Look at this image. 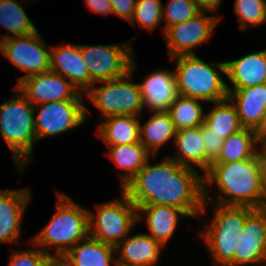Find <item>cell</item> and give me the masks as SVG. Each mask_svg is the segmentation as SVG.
Segmentation results:
<instances>
[{
	"label": "cell",
	"instance_id": "obj_1",
	"mask_svg": "<svg viewBox=\"0 0 266 266\" xmlns=\"http://www.w3.org/2000/svg\"><path fill=\"white\" fill-rule=\"evenodd\" d=\"M144 167L121 190L138 208L143 205H165L183 210L198 218L203 210V175L198 169L180 165L170 156Z\"/></svg>",
	"mask_w": 266,
	"mask_h": 266
},
{
	"label": "cell",
	"instance_id": "obj_2",
	"mask_svg": "<svg viewBox=\"0 0 266 266\" xmlns=\"http://www.w3.org/2000/svg\"><path fill=\"white\" fill-rule=\"evenodd\" d=\"M215 185L220 191L215 201L208 195V186ZM203 210L206 214L211 203L227 206H247L254 209L264 207L261 187V168L259 153L248 160L228 163H212L203 174ZM217 201V202H216Z\"/></svg>",
	"mask_w": 266,
	"mask_h": 266
},
{
	"label": "cell",
	"instance_id": "obj_3",
	"mask_svg": "<svg viewBox=\"0 0 266 266\" xmlns=\"http://www.w3.org/2000/svg\"><path fill=\"white\" fill-rule=\"evenodd\" d=\"M56 203V210L49 223L29 241L48 255H65L79 241L89 236L88 209L64 193H57ZM53 246V253H50L48 247Z\"/></svg>",
	"mask_w": 266,
	"mask_h": 266
},
{
	"label": "cell",
	"instance_id": "obj_4",
	"mask_svg": "<svg viewBox=\"0 0 266 266\" xmlns=\"http://www.w3.org/2000/svg\"><path fill=\"white\" fill-rule=\"evenodd\" d=\"M14 89L12 97L0 105V134L22 174L33 160V147L37 143L35 114L34 106L17 87Z\"/></svg>",
	"mask_w": 266,
	"mask_h": 266
},
{
	"label": "cell",
	"instance_id": "obj_5",
	"mask_svg": "<svg viewBox=\"0 0 266 266\" xmlns=\"http://www.w3.org/2000/svg\"><path fill=\"white\" fill-rule=\"evenodd\" d=\"M175 60V79L181 96L211 102L228 97L227 83L221 73L226 74L225 61L213 64L205 62L197 55H180Z\"/></svg>",
	"mask_w": 266,
	"mask_h": 266
},
{
	"label": "cell",
	"instance_id": "obj_6",
	"mask_svg": "<svg viewBox=\"0 0 266 266\" xmlns=\"http://www.w3.org/2000/svg\"><path fill=\"white\" fill-rule=\"evenodd\" d=\"M135 56L130 65V71L121 78L99 82L85 93L93 107L101 113L102 119L110 116H138L143 114L141 92L138 83L130 78L136 72Z\"/></svg>",
	"mask_w": 266,
	"mask_h": 266
},
{
	"label": "cell",
	"instance_id": "obj_7",
	"mask_svg": "<svg viewBox=\"0 0 266 266\" xmlns=\"http://www.w3.org/2000/svg\"><path fill=\"white\" fill-rule=\"evenodd\" d=\"M119 199L97 204L96 214L88 211L89 236L116 247L136 226L137 207L120 191Z\"/></svg>",
	"mask_w": 266,
	"mask_h": 266
},
{
	"label": "cell",
	"instance_id": "obj_8",
	"mask_svg": "<svg viewBox=\"0 0 266 266\" xmlns=\"http://www.w3.org/2000/svg\"><path fill=\"white\" fill-rule=\"evenodd\" d=\"M131 43L80 45L82 59L89 71V89L99 82L121 78L130 71L135 54Z\"/></svg>",
	"mask_w": 266,
	"mask_h": 266
},
{
	"label": "cell",
	"instance_id": "obj_9",
	"mask_svg": "<svg viewBox=\"0 0 266 266\" xmlns=\"http://www.w3.org/2000/svg\"><path fill=\"white\" fill-rule=\"evenodd\" d=\"M83 101L61 100L34 105L37 142L46 137L69 132L87 123L89 113Z\"/></svg>",
	"mask_w": 266,
	"mask_h": 266
},
{
	"label": "cell",
	"instance_id": "obj_10",
	"mask_svg": "<svg viewBox=\"0 0 266 266\" xmlns=\"http://www.w3.org/2000/svg\"><path fill=\"white\" fill-rule=\"evenodd\" d=\"M3 55L14 66L26 74L18 82L35 74L50 72V49L39 32L9 37L2 40Z\"/></svg>",
	"mask_w": 266,
	"mask_h": 266
},
{
	"label": "cell",
	"instance_id": "obj_11",
	"mask_svg": "<svg viewBox=\"0 0 266 266\" xmlns=\"http://www.w3.org/2000/svg\"><path fill=\"white\" fill-rule=\"evenodd\" d=\"M201 11L195 17L169 27L164 32L170 59L180 55H196L194 48L212 36L221 16H207Z\"/></svg>",
	"mask_w": 266,
	"mask_h": 266
},
{
	"label": "cell",
	"instance_id": "obj_12",
	"mask_svg": "<svg viewBox=\"0 0 266 266\" xmlns=\"http://www.w3.org/2000/svg\"><path fill=\"white\" fill-rule=\"evenodd\" d=\"M14 87H17L33 106L61 100H83L85 95L68 79L51 71L27 77Z\"/></svg>",
	"mask_w": 266,
	"mask_h": 266
},
{
	"label": "cell",
	"instance_id": "obj_13",
	"mask_svg": "<svg viewBox=\"0 0 266 266\" xmlns=\"http://www.w3.org/2000/svg\"><path fill=\"white\" fill-rule=\"evenodd\" d=\"M238 245L234 252V266H266V211L254 209L238 233Z\"/></svg>",
	"mask_w": 266,
	"mask_h": 266
},
{
	"label": "cell",
	"instance_id": "obj_14",
	"mask_svg": "<svg viewBox=\"0 0 266 266\" xmlns=\"http://www.w3.org/2000/svg\"><path fill=\"white\" fill-rule=\"evenodd\" d=\"M31 198L28 188L0 189V243H17L23 216Z\"/></svg>",
	"mask_w": 266,
	"mask_h": 266
},
{
	"label": "cell",
	"instance_id": "obj_15",
	"mask_svg": "<svg viewBox=\"0 0 266 266\" xmlns=\"http://www.w3.org/2000/svg\"><path fill=\"white\" fill-rule=\"evenodd\" d=\"M138 85L143 106L150 112L168 111L179 96L174 70L153 71Z\"/></svg>",
	"mask_w": 266,
	"mask_h": 266
},
{
	"label": "cell",
	"instance_id": "obj_16",
	"mask_svg": "<svg viewBox=\"0 0 266 266\" xmlns=\"http://www.w3.org/2000/svg\"><path fill=\"white\" fill-rule=\"evenodd\" d=\"M50 58L51 72L68 79L83 94L89 90V71L82 59L80 45L51 46Z\"/></svg>",
	"mask_w": 266,
	"mask_h": 266
},
{
	"label": "cell",
	"instance_id": "obj_17",
	"mask_svg": "<svg viewBox=\"0 0 266 266\" xmlns=\"http://www.w3.org/2000/svg\"><path fill=\"white\" fill-rule=\"evenodd\" d=\"M162 245L150 235L142 232L122 240L115 251L117 266H156L162 250Z\"/></svg>",
	"mask_w": 266,
	"mask_h": 266
},
{
	"label": "cell",
	"instance_id": "obj_18",
	"mask_svg": "<svg viewBox=\"0 0 266 266\" xmlns=\"http://www.w3.org/2000/svg\"><path fill=\"white\" fill-rule=\"evenodd\" d=\"M228 97L236 107L242 128L257 132L260 139V126L266 107V83L228 91Z\"/></svg>",
	"mask_w": 266,
	"mask_h": 266
},
{
	"label": "cell",
	"instance_id": "obj_19",
	"mask_svg": "<svg viewBox=\"0 0 266 266\" xmlns=\"http://www.w3.org/2000/svg\"><path fill=\"white\" fill-rule=\"evenodd\" d=\"M189 217L183 210L165 205H143L137 208V221L144 220L153 239L163 247L178 227L179 219Z\"/></svg>",
	"mask_w": 266,
	"mask_h": 266
},
{
	"label": "cell",
	"instance_id": "obj_20",
	"mask_svg": "<svg viewBox=\"0 0 266 266\" xmlns=\"http://www.w3.org/2000/svg\"><path fill=\"white\" fill-rule=\"evenodd\" d=\"M225 63V75L232 85H227V91L266 83V49Z\"/></svg>",
	"mask_w": 266,
	"mask_h": 266
},
{
	"label": "cell",
	"instance_id": "obj_21",
	"mask_svg": "<svg viewBox=\"0 0 266 266\" xmlns=\"http://www.w3.org/2000/svg\"><path fill=\"white\" fill-rule=\"evenodd\" d=\"M174 143L177 153L170 157L176 160L180 165L193 169L198 167L203 171V174L209 169L212 161L205 153L201 126L176 130Z\"/></svg>",
	"mask_w": 266,
	"mask_h": 266
},
{
	"label": "cell",
	"instance_id": "obj_22",
	"mask_svg": "<svg viewBox=\"0 0 266 266\" xmlns=\"http://www.w3.org/2000/svg\"><path fill=\"white\" fill-rule=\"evenodd\" d=\"M115 253V247L88 236L64 256L70 266H117Z\"/></svg>",
	"mask_w": 266,
	"mask_h": 266
},
{
	"label": "cell",
	"instance_id": "obj_23",
	"mask_svg": "<svg viewBox=\"0 0 266 266\" xmlns=\"http://www.w3.org/2000/svg\"><path fill=\"white\" fill-rule=\"evenodd\" d=\"M138 116H110L98 125L96 135L108 146L140 142Z\"/></svg>",
	"mask_w": 266,
	"mask_h": 266
},
{
	"label": "cell",
	"instance_id": "obj_24",
	"mask_svg": "<svg viewBox=\"0 0 266 266\" xmlns=\"http://www.w3.org/2000/svg\"><path fill=\"white\" fill-rule=\"evenodd\" d=\"M140 143L156 157L157 151L175 138L176 129L168 111H151L150 118L143 125L140 123Z\"/></svg>",
	"mask_w": 266,
	"mask_h": 266
},
{
	"label": "cell",
	"instance_id": "obj_25",
	"mask_svg": "<svg viewBox=\"0 0 266 266\" xmlns=\"http://www.w3.org/2000/svg\"><path fill=\"white\" fill-rule=\"evenodd\" d=\"M109 148L106 154L111 161L120 168V187H125L129 181L144 167L152 155L140 143H131L127 145L107 146Z\"/></svg>",
	"mask_w": 266,
	"mask_h": 266
},
{
	"label": "cell",
	"instance_id": "obj_26",
	"mask_svg": "<svg viewBox=\"0 0 266 266\" xmlns=\"http://www.w3.org/2000/svg\"><path fill=\"white\" fill-rule=\"evenodd\" d=\"M262 145L263 142L259 139L257 132L242 128L223 140L220 153L212 163L248 160L259 153V147Z\"/></svg>",
	"mask_w": 266,
	"mask_h": 266
},
{
	"label": "cell",
	"instance_id": "obj_27",
	"mask_svg": "<svg viewBox=\"0 0 266 266\" xmlns=\"http://www.w3.org/2000/svg\"><path fill=\"white\" fill-rule=\"evenodd\" d=\"M209 111L205 112L204 123L219 137L226 139L242 129L234 103L229 97L215 101Z\"/></svg>",
	"mask_w": 266,
	"mask_h": 266
},
{
	"label": "cell",
	"instance_id": "obj_28",
	"mask_svg": "<svg viewBox=\"0 0 266 266\" xmlns=\"http://www.w3.org/2000/svg\"><path fill=\"white\" fill-rule=\"evenodd\" d=\"M206 245L213 265L234 266V252L238 245V234L229 231H199Z\"/></svg>",
	"mask_w": 266,
	"mask_h": 266
},
{
	"label": "cell",
	"instance_id": "obj_29",
	"mask_svg": "<svg viewBox=\"0 0 266 266\" xmlns=\"http://www.w3.org/2000/svg\"><path fill=\"white\" fill-rule=\"evenodd\" d=\"M26 14L18 0H0V24L11 33V35H0L1 41L9 37L25 36L38 31Z\"/></svg>",
	"mask_w": 266,
	"mask_h": 266
},
{
	"label": "cell",
	"instance_id": "obj_30",
	"mask_svg": "<svg viewBox=\"0 0 266 266\" xmlns=\"http://www.w3.org/2000/svg\"><path fill=\"white\" fill-rule=\"evenodd\" d=\"M213 206L215 208L211 221L200 231H229L238 234L245 226L246 217L254 210L247 206H227L216 203Z\"/></svg>",
	"mask_w": 266,
	"mask_h": 266
},
{
	"label": "cell",
	"instance_id": "obj_31",
	"mask_svg": "<svg viewBox=\"0 0 266 266\" xmlns=\"http://www.w3.org/2000/svg\"><path fill=\"white\" fill-rule=\"evenodd\" d=\"M203 101L179 95L169 107L168 113L176 130L195 128L204 123L205 112L202 108Z\"/></svg>",
	"mask_w": 266,
	"mask_h": 266
},
{
	"label": "cell",
	"instance_id": "obj_32",
	"mask_svg": "<svg viewBox=\"0 0 266 266\" xmlns=\"http://www.w3.org/2000/svg\"><path fill=\"white\" fill-rule=\"evenodd\" d=\"M234 12L241 31L259 27L266 23V0H235Z\"/></svg>",
	"mask_w": 266,
	"mask_h": 266
},
{
	"label": "cell",
	"instance_id": "obj_33",
	"mask_svg": "<svg viewBox=\"0 0 266 266\" xmlns=\"http://www.w3.org/2000/svg\"><path fill=\"white\" fill-rule=\"evenodd\" d=\"M163 21V4L161 0H137L133 17L129 23L150 33L160 26Z\"/></svg>",
	"mask_w": 266,
	"mask_h": 266
},
{
	"label": "cell",
	"instance_id": "obj_34",
	"mask_svg": "<svg viewBox=\"0 0 266 266\" xmlns=\"http://www.w3.org/2000/svg\"><path fill=\"white\" fill-rule=\"evenodd\" d=\"M201 10L192 0H167L163 6V21L166 24L161 27L162 33L171 26L183 23L195 17Z\"/></svg>",
	"mask_w": 266,
	"mask_h": 266
},
{
	"label": "cell",
	"instance_id": "obj_35",
	"mask_svg": "<svg viewBox=\"0 0 266 266\" xmlns=\"http://www.w3.org/2000/svg\"><path fill=\"white\" fill-rule=\"evenodd\" d=\"M26 250H14L10 252V259L7 266H42L48 254L37 246Z\"/></svg>",
	"mask_w": 266,
	"mask_h": 266
},
{
	"label": "cell",
	"instance_id": "obj_36",
	"mask_svg": "<svg viewBox=\"0 0 266 266\" xmlns=\"http://www.w3.org/2000/svg\"><path fill=\"white\" fill-rule=\"evenodd\" d=\"M201 133L204 141L206 156L213 162L220 153L224 139L211 131V129L205 123L201 125Z\"/></svg>",
	"mask_w": 266,
	"mask_h": 266
},
{
	"label": "cell",
	"instance_id": "obj_37",
	"mask_svg": "<svg viewBox=\"0 0 266 266\" xmlns=\"http://www.w3.org/2000/svg\"><path fill=\"white\" fill-rule=\"evenodd\" d=\"M114 15L129 22L133 17L137 0H110Z\"/></svg>",
	"mask_w": 266,
	"mask_h": 266
},
{
	"label": "cell",
	"instance_id": "obj_38",
	"mask_svg": "<svg viewBox=\"0 0 266 266\" xmlns=\"http://www.w3.org/2000/svg\"><path fill=\"white\" fill-rule=\"evenodd\" d=\"M86 6L100 15H114L110 0H84Z\"/></svg>",
	"mask_w": 266,
	"mask_h": 266
},
{
	"label": "cell",
	"instance_id": "obj_39",
	"mask_svg": "<svg viewBox=\"0 0 266 266\" xmlns=\"http://www.w3.org/2000/svg\"><path fill=\"white\" fill-rule=\"evenodd\" d=\"M201 11L215 13L218 11L223 0H192Z\"/></svg>",
	"mask_w": 266,
	"mask_h": 266
},
{
	"label": "cell",
	"instance_id": "obj_40",
	"mask_svg": "<svg viewBox=\"0 0 266 266\" xmlns=\"http://www.w3.org/2000/svg\"><path fill=\"white\" fill-rule=\"evenodd\" d=\"M262 147V148H261ZM259 150L260 168H261V187L266 203V148L262 145Z\"/></svg>",
	"mask_w": 266,
	"mask_h": 266
},
{
	"label": "cell",
	"instance_id": "obj_41",
	"mask_svg": "<svg viewBox=\"0 0 266 266\" xmlns=\"http://www.w3.org/2000/svg\"><path fill=\"white\" fill-rule=\"evenodd\" d=\"M42 266H70L67 258L64 255H48Z\"/></svg>",
	"mask_w": 266,
	"mask_h": 266
},
{
	"label": "cell",
	"instance_id": "obj_42",
	"mask_svg": "<svg viewBox=\"0 0 266 266\" xmlns=\"http://www.w3.org/2000/svg\"><path fill=\"white\" fill-rule=\"evenodd\" d=\"M260 140L264 142L266 140V107L263 111V118L260 126Z\"/></svg>",
	"mask_w": 266,
	"mask_h": 266
},
{
	"label": "cell",
	"instance_id": "obj_43",
	"mask_svg": "<svg viewBox=\"0 0 266 266\" xmlns=\"http://www.w3.org/2000/svg\"><path fill=\"white\" fill-rule=\"evenodd\" d=\"M0 54L3 55V45H2V41L0 40Z\"/></svg>",
	"mask_w": 266,
	"mask_h": 266
},
{
	"label": "cell",
	"instance_id": "obj_44",
	"mask_svg": "<svg viewBox=\"0 0 266 266\" xmlns=\"http://www.w3.org/2000/svg\"><path fill=\"white\" fill-rule=\"evenodd\" d=\"M263 146L266 148V140L263 142Z\"/></svg>",
	"mask_w": 266,
	"mask_h": 266
}]
</instances>
